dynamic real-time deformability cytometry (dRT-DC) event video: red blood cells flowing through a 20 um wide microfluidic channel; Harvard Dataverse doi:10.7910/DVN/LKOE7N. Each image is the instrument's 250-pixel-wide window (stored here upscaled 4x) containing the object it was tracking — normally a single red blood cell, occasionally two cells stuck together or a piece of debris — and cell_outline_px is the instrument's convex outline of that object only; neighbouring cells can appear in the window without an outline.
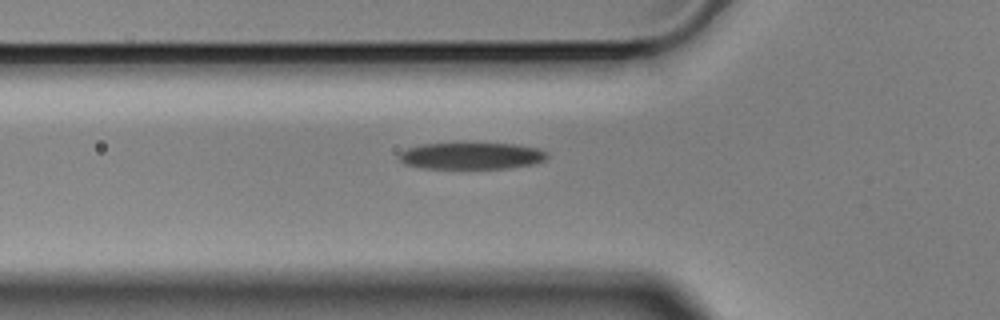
{"species": "Egyptian fruit bat (a non-hibernating species)", "species_latin": "Rousettus aegyptiacus", "temperature_condition": "cold", "stored_images_in_passage": 40, "camera_frame_rate_fps": 3000, "um_per_image_px": 0.085, "animal": {"sex": "male"}, "frame": {"image": 1, "passage_image": 6, "time_ms": 1.667, "image_size_px": [1000, 320], "cell_outline_px": [[548, 156], [544, 160], [536, 164], [508, 168], [424, 168], [404, 164], [400, 160], [400, 152], [408, 148], [420, 144], [464, 140], [516, 144], [536, 148], [548, 152]], "centroid_in_image_um": [40.08, 13.19], "position_along_channel_um": 85.7, "area_um2": 24.22}}
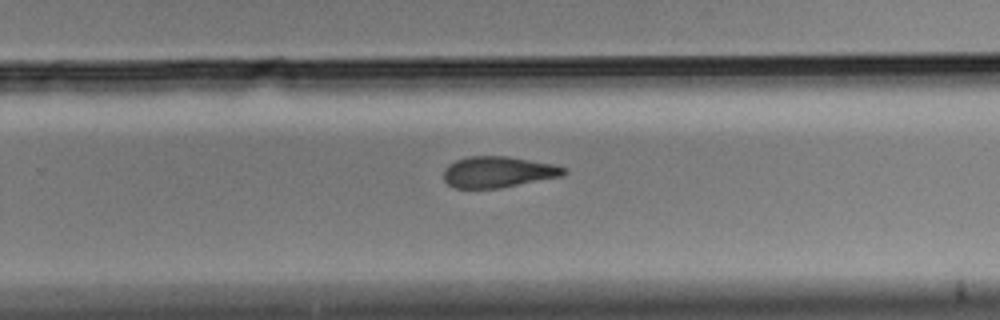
{"frame": {"image": 2, "passage_image": 23, "time_ms": 7.333, "image_size_px": [1000, 320], "cell_outline_px": [[568, 172], [560, 176], [500, 188], [452, 188], [444, 180], [444, 168], [448, 164], [456, 160], [468, 156], [508, 156], [556, 164], [564, 168]], "centroid_in_image_um": [42.31, 14.61], "position_along_channel_um": 287.5, "area_um2": 21.85}}
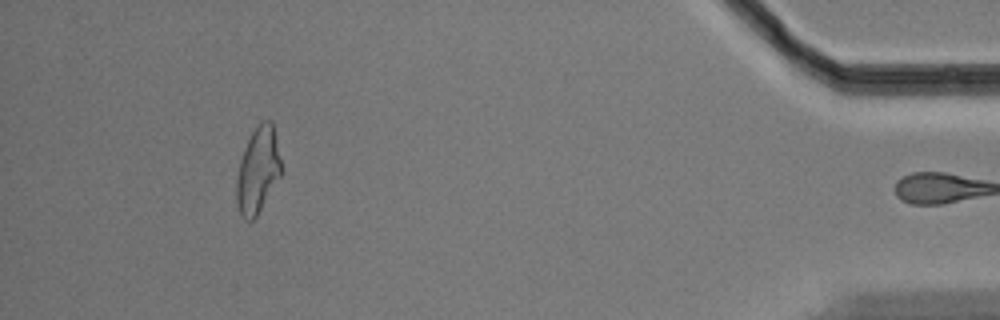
{"frame": {"image": 3, "passage_image": 39, "time_ms": 12.667, "image_size_px": [1000, 320], "cell_outline_px": [[280, 176], [256, 216], [252, 220], [244, 220], [240, 216], [236, 200], [236, 180], [240, 160], [244, 148], [252, 132], [260, 120], [272, 120], [280, 156]], "centroid_in_image_um": [21.9, 14.46], "position_along_channel_um": 413.3, "area_um2": 22.2}, "authors_computed_cell_mechanics": {"area_um2": 22.9755, "velocity_mm_per_s": 3.5513, "shape_relaxation_time_tau1_ms": 8.0771, "shape_relaxation_time_tau2_ms": null, "deformation_change_tau1": 0.1791, "deformation_change_tau2": null}}